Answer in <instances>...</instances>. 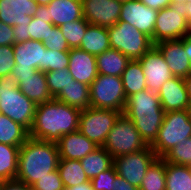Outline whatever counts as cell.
I'll return each mask as SVG.
<instances>
[{"label":"cell","instance_id":"52","mask_svg":"<svg viewBox=\"0 0 191 190\" xmlns=\"http://www.w3.org/2000/svg\"><path fill=\"white\" fill-rule=\"evenodd\" d=\"M34 1L40 7V6L48 5L52 0H34Z\"/></svg>","mask_w":191,"mask_h":190},{"label":"cell","instance_id":"56","mask_svg":"<svg viewBox=\"0 0 191 190\" xmlns=\"http://www.w3.org/2000/svg\"><path fill=\"white\" fill-rule=\"evenodd\" d=\"M189 35L191 36V24L189 25Z\"/></svg>","mask_w":191,"mask_h":190},{"label":"cell","instance_id":"50","mask_svg":"<svg viewBox=\"0 0 191 190\" xmlns=\"http://www.w3.org/2000/svg\"><path fill=\"white\" fill-rule=\"evenodd\" d=\"M184 81H185L188 97L191 103V73L186 78H184Z\"/></svg>","mask_w":191,"mask_h":190},{"label":"cell","instance_id":"1","mask_svg":"<svg viewBox=\"0 0 191 190\" xmlns=\"http://www.w3.org/2000/svg\"><path fill=\"white\" fill-rule=\"evenodd\" d=\"M81 110L55 99L36 107L29 137L57 142L63 135L79 130Z\"/></svg>","mask_w":191,"mask_h":190},{"label":"cell","instance_id":"44","mask_svg":"<svg viewBox=\"0 0 191 190\" xmlns=\"http://www.w3.org/2000/svg\"><path fill=\"white\" fill-rule=\"evenodd\" d=\"M0 190H30V187L18 180L3 181Z\"/></svg>","mask_w":191,"mask_h":190},{"label":"cell","instance_id":"12","mask_svg":"<svg viewBox=\"0 0 191 190\" xmlns=\"http://www.w3.org/2000/svg\"><path fill=\"white\" fill-rule=\"evenodd\" d=\"M158 10L146 6L139 0L122 3L119 21L127 22L149 36L153 42L154 26Z\"/></svg>","mask_w":191,"mask_h":190},{"label":"cell","instance_id":"23","mask_svg":"<svg viewBox=\"0 0 191 190\" xmlns=\"http://www.w3.org/2000/svg\"><path fill=\"white\" fill-rule=\"evenodd\" d=\"M54 99L84 110L90 107V86L73 79Z\"/></svg>","mask_w":191,"mask_h":190},{"label":"cell","instance_id":"21","mask_svg":"<svg viewBox=\"0 0 191 190\" xmlns=\"http://www.w3.org/2000/svg\"><path fill=\"white\" fill-rule=\"evenodd\" d=\"M14 60L18 68L33 67L44 72L46 47L41 41L27 40L13 45Z\"/></svg>","mask_w":191,"mask_h":190},{"label":"cell","instance_id":"43","mask_svg":"<svg viewBox=\"0 0 191 190\" xmlns=\"http://www.w3.org/2000/svg\"><path fill=\"white\" fill-rule=\"evenodd\" d=\"M28 24L29 23H23L21 25H15L13 27L14 32V44L15 43H22L27 40H30V37L28 36Z\"/></svg>","mask_w":191,"mask_h":190},{"label":"cell","instance_id":"27","mask_svg":"<svg viewBox=\"0 0 191 190\" xmlns=\"http://www.w3.org/2000/svg\"><path fill=\"white\" fill-rule=\"evenodd\" d=\"M29 138V131L6 115L0 114V143L21 147Z\"/></svg>","mask_w":191,"mask_h":190},{"label":"cell","instance_id":"4","mask_svg":"<svg viewBox=\"0 0 191 190\" xmlns=\"http://www.w3.org/2000/svg\"><path fill=\"white\" fill-rule=\"evenodd\" d=\"M37 105L18 87L17 79L12 75L0 77V112L28 131L34 121Z\"/></svg>","mask_w":191,"mask_h":190},{"label":"cell","instance_id":"40","mask_svg":"<svg viewBox=\"0 0 191 190\" xmlns=\"http://www.w3.org/2000/svg\"><path fill=\"white\" fill-rule=\"evenodd\" d=\"M15 65L13 45L0 46V77L11 74Z\"/></svg>","mask_w":191,"mask_h":190},{"label":"cell","instance_id":"47","mask_svg":"<svg viewBox=\"0 0 191 190\" xmlns=\"http://www.w3.org/2000/svg\"><path fill=\"white\" fill-rule=\"evenodd\" d=\"M37 69L33 67L29 68H18L16 65L14 66L11 74L17 79L18 77H27V76H32Z\"/></svg>","mask_w":191,"mask_h":190},{"label":"cell","instance_id":"5","mask_svg":"<svg viewBox=\"0 0 191 190\" xmlns=\"http://www.w3.org/2000/svg\"><path fill=\"white\" fill-rule=\"evenodd\" d=\"M191 137V121L187 110L165 112L155 141L150 145L158 158L186 138Z\"/></svg>","mask_w":191,"mask_h":190},{"label":"cell","instance_id":"6","mask_svg":"<svg viewBox=\"0 0 191 190\" xmlns=\"http://www.w3.org/2000/svg\"><path fill=\"white\" fill-rule=\"evenodd\" d=\"M107 30L111 48L120 51L130 60H139L154 46L149 36L127 22L118 21Z\"/></svg>","mask_w":191,"mask_h":190},{"label":"cell","instance_id":"18","mask_svg":"<svg viewBox=\"0 0 191 190\" xmlns=\"http://www.w3.org/2000/svg\"><path fill=\"white\" fill-rule=\"evenodd\" d=\"M68 71L75 81L90 86L98 75L96 56L79 48H71Z\"/></svg>","mask_w":191,"mask_h":190},{"label":"cell","instance_id":"35","mask_svg":"<svg viewBox=\"0 0 191 190\" xmlns=\"http://www.w3.org/2000/svg\"><path fill=\"white\" fill-rule=\"evenodd\" d=\"M45 76L49 92L53 98L73 80L68 68L45 72Z\"/></svg>","mask_w":191,"mask_h":190},{"label":"cell","instance_id":"49","mask_svg":"<svg viewBox=\"0 0 191 190\" xmlns=\"http://www.w3.org/2000/svg\"><path fill=\"white\" fill-rule=\"evenodd\" d=\"M64 190H94L91 181L79 184L77 186L64 188Z\"/></svg>","mask_w":191,"mask_h":190},{"label":"cell","instance_id":"22","mask_svg":"<svg viewBox=\"0 0 191 190\" xmlns=\"http://www.w3.org/2000/svg\"><path fill=\"white\" fill-rule=\"evenodd\" d=\"M18 87L36 105L52 101L45 72L37 70L32 76L18 77Z\"/></svg>","mask_w":191,"mask_h":190},{"label":"cell","instance_id":"36","mask_svg":"<svg viewBox=\"0 0 191 190\" xmlns=\"http://www.w3.org/2000/svg\"><path fill=\"white\" fill-rule=\"evenodd\" d=\"M54 25L47 23V19L38 12L32 17L31 22L28 24V36L30 40H36L43 42L47 40L49 31H52Z\"/></svg>","mask_w":191,"mask_h":190},{"label":"cell","instance_id":"37","mask_svg":"<svg viewBox=\"0 0 191 190\" xmlns=\"http://www.w3.org/2000/svg\"><path fill=\"white\" fill-rule=\"evenodd\" d=\"M69 51H54L46 48L44 53V72L67 69Z\"/></svg>","mask_w":191,"mask_h":190},{"label":"cell","instance_id":"7","mask_svg":"<svg viewBox=\"0 0 191 190\" xmlns=\"http://www.w3.org/2000/svg\"><path fill=\"white\" fill-rule=\"evenodd\" d=\"M147 146L133 122L124 114L118 117L103 145L113 158L140 151Z\"/></svg>","mask_w":191,"mask_h":190},{"label":"cell","instance_id":"17","mask_svg":"<svg viewBox=\"0 0 191 190\" xmlns=\"http://www.w3.org/2000/svg\"><path fill=\"white\" fill-rule=\"evenodd\" d=\"M39 11L34 0H0V21L12 27L30 23Z\"/></svg>","mask_w":191,"mask_h":190},{"label":"cell","instance_id":"29","mask_svg":"<svg viewBox=\"0 0 191 190\" xmlns=\"http://www.w3.org/2000/svg\"><path fill=\"white\" fill-rule=\"evenodd\" d=\"M165 174V190H191V166L165 162Z\"/></svg>","mask_w":191,"mask_h":190},{"label":"cell","instance_id":"24","mask_svg":"<svg viewBox=\"0 0 191 190\" xmlns=\"http://www.w3.org/2000/svg\"><path fill=\"white\" fill-rule=\"evenodd\" d=\"M109 48L111 46L107 27L89 24L79 49L97 56Z\"/></svg>","mask_w":191,"mask_h":190},{"label":"cell","instance_id":"8","mask_svg":"<svg viewBox=\"0 0 191 190\" xmlns=\"http://www.w3.org/2000/svg\"><path fill=\"white\" fill-rule=\"evenodd\" d=\"M127 102L122 78L98 74L90 85V107L112 109L123 114Z\"/></svg>","mask_w":191,"mask_h":190},{"label":"cell","instance_id":"14","mask_svg":"<svg viewBox=\"0 0 191 190\" xmlns=\"http://www.w3.org/2000/svg\"><path fill=\"white\" fill-rule=\"evenodd\" d=\"M139 62L142 65V70L147 82L146 87L150 91L158 93L162 85L174 77L164 57L155 46L146 52L145 55L139 59Z\"/></svg>","mask_w":191,"mask_h":190},{"label":"cell","instance_id":"11","mask_svg":"<svg viewBox=\"0 0 191 190\" xmlns=\"http://www.w3.org/2000/svg\"><path fill=\"white\" fill-rule=\"evenodd\" d=\"M157 158L153 149L148 145L140 151L113 158V166L121 178L139 188L147 169Z\"/></svg>","mask_w":191,"mask_h":190},{"label":"cell","instance_id":"2","mask_svg":"<svg viewBox=\"0 0 191 190\" xmlns=\"http://www.w3.org/2000/svg\"><path fill=\"white\" fill-rule=\"evenodd\" d=\"M60 156L55 142L29 137L20 147L15 180L31 187L38 180L58 169Z\"/></svg>","mask_w":191,"mask_h":190},{"label":"cell","instance_id":"3","mask_svg":"<svg viewBox=\"0 0 191 190\" xmlns=\"http://www.w3.org/2000/svg\"><path fill=\"white\" fill-rule=\"evenodd\" d=\"M123 114L133 122L146 144L151 145L163 123L165 111L158 93L145 89L127 98Z\"/></svg>","mask_w":191,"mask_h":190},{"label":"cell","instance_id":"46","mask_svg":"<svg viewBox=\"0 0 191 190\" xmlns=\"http://www.w3.org/2000/svg\"><path fill=\"white\" fill-rule=\"evenodd\" d=\"M139 1L155 10H160L162 8H166L167 6L171 5V0H139Z\"/></svg>","mask_w":191,"mask_h":190},{"label":"cell","instance_id":"15","mask_svg":"<svg viewBox=\"0 0 191 190\" xmlns=\"http://www.w3.org/2000/svg\"><path fill=\"white\" fill-rule=\"evenodd\" d=\"M39 12L47 23L60 27L83 18L82 0H52L48 5L40 6Z\"/></svg>","mask_w":191,"mask_h":190},{"label":"cell","instance_id":"32","mask_svg":"<svg viewBox=\"0 0 191 190\" xmlns=\"http://www.w3.org/2000/svg\"><path fill=\"white\" fill-rule=\"evenodd\" d=\"M166 189V174L165 161L162 158H157L142 180L139 190H165Z\"/></svg>","mask_w":191,"mask_h":190},{"label":"cell","instance_id":"39","mask_svg":"<svg viewBox=\"0 0 191 190\" xmlns=\"http://www.w3.org/2000/svg\"><path fill=\"white\" fill-rule=\"evenodd\" d=\"M31 188L32 190H64L58 169L38 180Z\"/></svg>","mask_w":191,"mask_h":190},{"label":"cell","instance_id":"48","mask_svg":"<svg viewBox=\"0 0 191 190\" xmlns=\"http://www.w3.org/2000/svg\"><path fill=\"white\" fill-rule=\"evenodd\" d=\"M183 47L191 62V36L190 35L183 37Z\"/></svg>","mask_w":191,"mask_h":190},{"label":"cell","instance_id":"10","mask_svg":"<svg viewBox=\"0 0 191 190\" xmlns=\"http://www.w3.org/2000/svg\"><path fill=\"white\" fill-rule=\"evenodd\" d=\"M121 112L112 109L88 107L79 115V131L97 146L103 147L108 133Z\"/></svg>","mask_w":191,"mask_h":190},{"label":"cell","instance_id":"16","mask_svg":"<svg viewBox=\"0 0 191 190\" xmlns=\"http://www.w3.org/2000/svg\"><path fill=\"white\" fill-rule=\"evenodd\" d=\"M164 57L174 77L186 78L191 73V62L183 47V38L165 40L154 45Z\"/></svg>","mask_w":191,"mask_h":190},{"label":"cell","instance_id":"55","mask_svg":"<svg viewBox=\"0 0 191 190\" xmlns=\"http://www.w3.org/2000/svg\"><path fill=\"white\" fill-rule=\"evenodd\" d=\"M117 1L124 3V2L130 1V0H117Z\"/></svg>","mask_w":191,"mask_h":190},{"label":"cell","instance_id":"42","mask_svg":"<svg viewBox=\"0 0 191 190\" xmlns=\"http://www.w3.org/2000/svg\"><path fill=\"white\" fill-rule=\"evenodd\" d=\"M14 45L13 27L0 21V46Z\"/></svg>","mask_w":191,"mask_h":190},{"label":"cell","instance_id":"25","mask_svg":"<svg viewBox=\"0 0 191 190\" xmlns=\"http://www.w3.org/2000/svg\"><path fill=\"white\" fill-rule=\"evenodd\" d=\"M130 61L120 51L109 48L96 56L98 74L121 77Z\"/></svg>","mask_w":191,"mask_h":190},{"label":"cell","instance_id":"34","mask_svg":"<svg viewBox=\"0 0 191 190\" xmlns=\"http://www.w3.org/2000/svg\"><path fill=\"white\" fill-rule=\"evenodd\" d=\"M162 159L167 163L191 166V137L186 138L171 150Z\"/></svg>","mask_w":191,"mask_h":190},{"label":"cell","instance_id":"41","mask_svg":"<svg viewBox=\"0 0 191 190\" xmlns=\"http://www.w3.org/2000/svg\"><path fill=\"white\" fill-rule=\"evenodd\" d=\"M118 174L116 173L115 167L112 166L110 169L101 172L97 177L92 178L90 181L92 183L94 190H112L113 182L115 177Z\"/></svg>","mask_w":191,"mask_h":190},{"label":"cell","instance_id":"31","mask_svg":"<svg viewBox=\"0 0 191 190\" xmlns=\"http://www.w3.org/2000/svg\"><path fill=\"white\" fill-rule=\"evenodd\" d=\"M19 149L18 146L0 143V181L16 179Z\"/></svg>","mask_w":191,"mask_h":190},{"label":"cell","instance_id":"30","mask_svg":"<svg viewBox=\"0 0 191 190\" xmlns=\"http://www.w3.org/2000/svg\"><path fill=\"white\" fill-rule=\"evenodd\" d=\"M58 172L64 188L90 181L81 166L80 160L60 159Z\"/></svg>","mask_w":191,"mask_h":190},{"label":"cell","instance_id":"51","mask_svg":"<svg viewBox=\"0 0 191 190\" xmlns=\"http://www.w3.org/2000/svg\"><path fill=\"white\" fill-rule=\"evenodd\" d=\"M186 18L190 25L191 24V0H189L187 3V17Z\"/></svg>","mask_w":191,"mask_h":190},{"label":"cell","instance_id":"9","mask_svg":"<svg viewBox=\"0 0 191 190\" xmlns=\"http://www.w3.org/2000/svg\"><path fill=\"white\" fill-rule=\"evenodd\" d=\"M187 4H171L158 10L153 44L165 40H179L189 35V23L187 21Z\"/></svg>","mask_w":191,"mask_h":190},{"label":"cell","instance_id":"28","mask_svg":"<svg viewBox=\"0 0 191 190\" xmlns=\"http://www.w3.org/2000/svg\"><path fill=\"white\" fill-rule=\"evenodd\" d=\"M121 78L126 98L147 89V82L139 60H131L123 71Z\"/></svg>","mask_w":191,"mask_h":190},{"label":"cell","instance_id":"54","mask_svg":"<svg viewBox=\"0 0 191 190\" xmlns=\"http://www.w3.org/2000/svg\"><path fill=\"white\" fill-rule=\"evenodd\" d=\"M187 111H188V114H189V119H190V121H191V103H190V105L188 106Z\"/></svg>","mask_w":191,"mask_h":190},{"label":"cell","instance_id":"19","mask_svg":"<svg viewBox=\"0 0 191 190\" xmlns=\"http://www.w3.org/2000/svg\"><path fill=\"white\" fill-rule=\"evenodd\" d=\"M161 106L165 112L187 110L190 105L184 78L172 77L158 92Z\"/></svg>","mask_w":191,"mask_h":190},{"label":"cell","instance_id":"26","mask_svg":"<svg viewBox=\"0 0 191 190\" xmlns=\"http://www.w3.org/2000/svg\"><path fill=\"white\" fill-rule=\"evenodd\" d=\"M81 166L89 180L113 166V157L104 149L98 147L80 160Z\"/></svg>","mask_w":191,"mask_h":190},{"label":"cell","instance_id":"20","mask_svg":"<svg viewBox=\"0 0 191 190\" xmlns=\"http://www.w3.org/2000/svg\"><path fill=\"white\" fill-rule=\"evenodd\" d=\"M56 144L60 159L71 160H81L99 147L79 130L63 135Z\"/></svg>","mask_w":191,"mask_h":190},{"label":"cell","instance_id":"53","mask_svg":"<svg viewBox=\"0 0 191 190\" xmlns=\"http://www.w3.org/2000/svg\"><path fill=\"white\" fill-rule=\"evenodd\" d=\"M189 0H171V4L179 3V4H187Z\"/></svg>","mask_w":191,"mask_h":190},{"label":"cell","instance_id":"38","mask_svg":"<svg viewBox=\"0 0 191 190\" xmlns=\"http://www.w3.org/2000/svg\"><path fill=\"white\" fill-rule=\"evenodd\" d=\"M43 44L50 50L58 52L70 51V47L68 46L66 39L64 38L60 28L57 26H54L52 31H49L47 40H44Z\"/></svg>","mask_w":191,"mask_h":190},{"label":"cell","instance_id":"13","mask_svg":"<svg viewBox=\"0 0 191 190\" xmlns=\"http://www.w3.org/2000/svg\"><path fill=\"white\" fill-rule=\"evenodd\" d=\"M122 2L117 0H82L83 17L92 24L111 27L119 21Z\"/></svg>","mask_w":191,"mask_h":190},{"label":"cell","instance_id":"33","mask_svg":"<svg viewBox=\"0 0 191 190\" xmlns=\"http://www.w3.org/2000/svg\"><path fill=\"white\" fill-rule=\"evenodd\" d=\"M89 24L83 17L59 27L70 49L80 47L81 40L85 36Z\"/></svg>","mask_w":191,"mask_h":190},{"label":"cell","instance_id":"45","mask_svg":"<svg viewBox=\"0 0 191 190\" xmlns=\"http://www.w3.org/2000/svg\"><path fill=\"white\" fill-rule=\"evenodd\" d=\"M112 190H139V188L129 184L125 179L117 175L113 182Z\"/></svg>","mask_w":191,"mask_h":190}]
</instances>
